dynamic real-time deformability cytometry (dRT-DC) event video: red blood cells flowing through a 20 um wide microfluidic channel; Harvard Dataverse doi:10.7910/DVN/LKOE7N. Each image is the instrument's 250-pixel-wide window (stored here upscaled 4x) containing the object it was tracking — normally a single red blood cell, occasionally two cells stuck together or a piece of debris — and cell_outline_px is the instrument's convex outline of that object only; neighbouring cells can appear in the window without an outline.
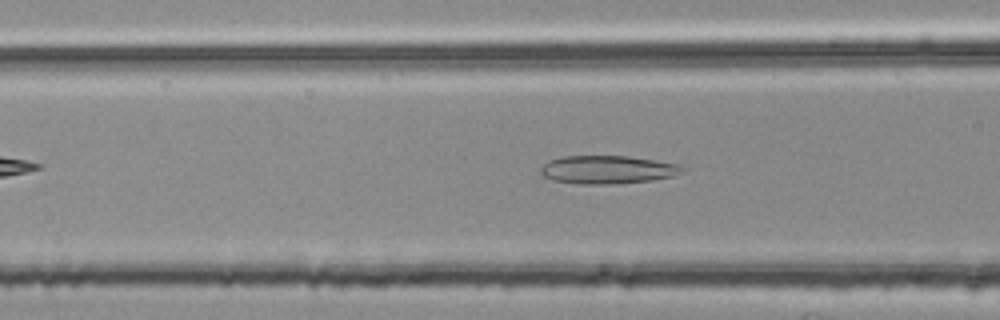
{"species": "common noctule bat (a hibernating species)", "species_latin": "Nyctalus noctula", "temperature_condition": "room temperature", "stored_images_in_passage": 41, "camera_frame_rate_fps": 3000, "um_per_image_px": 0.085, "animal": {"sex": "female", "body_mass_g": 25.1}, "frame": {"image": 1, "passage_image": 11, "time_ms": 3.333, "image_size_px": [1000, 320], "cell_outline_px": [[688, 168], [672, 176], [652, 180], [612, 184], [576, 184], [552, 180], [544, 176], [540, 172], [540, 168], [548, 160], [564, 156], [628, 156], [656, 160], [680, 164]], "centroid_in_image_um": [51.64, 14.42], "position_along_channel_um": 115.0, "area_um2": 23.41}}
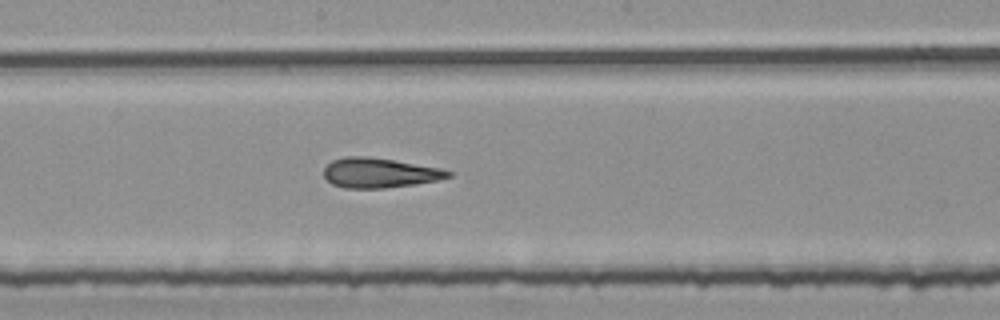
{"frame": {"image": 2, "passage_image": 19, "time_ms": 6.0, "image_size_px": [1000, 320], "cell_outline_px": [[452, 176], [440, 180], [416, 184], [384, 188], [344, 188], [332, 184], [324, 176], [324, 168], [332, 160], [344, 156], [368, 156], [440, 168], [452, 172]], "centroid_in_image_um": [32.25, 14.69], "position_along_channel_um": 215.9, "area_um2": 21.62}}
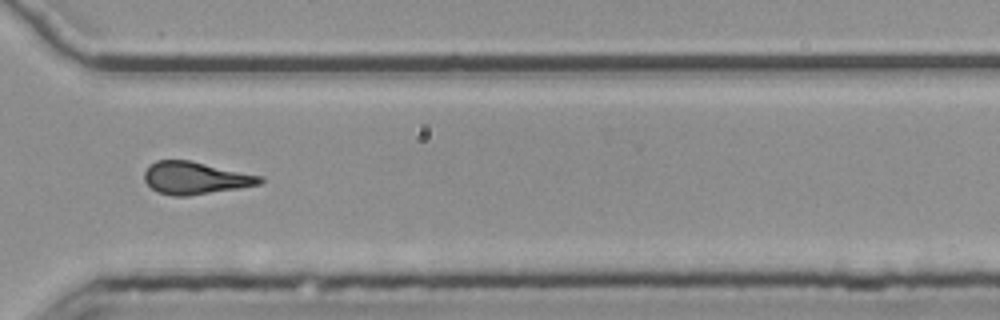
{"frame": {"image": 3, "passage_image": 30, "time_ms": 9.667, "image_size_px": [1000, 320], "cell_outline_px": [[264, 180], [260, 184], [240, 188], [184, 196], [172, 196], [156, 192], [144, 180], [144, 172], [156, 160], [188, 160], [264, 176]], "centroid_in_image_um": [16.62, 15.13], "position_along_channel_um": 354.0, "area_um2": 21.73}}